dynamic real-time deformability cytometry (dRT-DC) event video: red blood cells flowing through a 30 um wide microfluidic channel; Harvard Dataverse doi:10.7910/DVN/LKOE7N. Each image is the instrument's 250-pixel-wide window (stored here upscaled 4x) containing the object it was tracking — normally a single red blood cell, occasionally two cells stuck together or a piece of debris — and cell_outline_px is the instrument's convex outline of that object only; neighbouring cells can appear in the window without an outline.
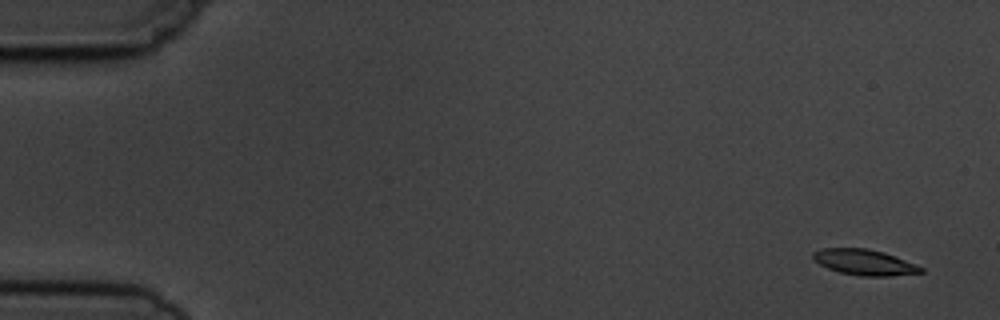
{"species": "common noctule bat (a hibernating species)", "species_latin": "Nyctalus noctula", "temperature_condition": "cold", "stored_images_in_passage": 7, "camera_frame_rate_fps": 3000, "um_per_image_px": 0.085, "animal": {"sex": "male", "body_mass_g": 19.5, "forearm_length_mm": 54.6}, "frame": {"image": 1, "passage_image": 1, "time_ms": 0.0, "image_size_px": [1000, 320], "cell_outline_px": [[924, 272], [888, 276], [860, 276], [840, 272], [828, 268], [820, 264], [812, 256], [812, 252], [824, 248], [868, 248], [884, 252], [916, 264], [924, 268]], "centroid_in_image_um": [73.5, 22.29], "position_along_channel_um": 11.5, "area_um2": 16.07}}
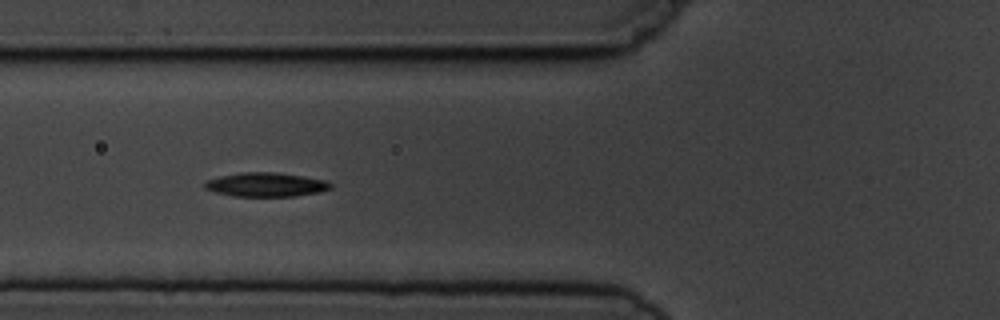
{"frame": {"image": 2, "passage_image": 6, "time_ms": 6.0, "image_size_px": [1000, 320], "cell_outline_px": [[332, 188], [320, 192], [292, 196], [232, 196], [216, 192], [204, 188], [204, 184], [208, 180], [220, 176], [240, 172], [276, 172], [304, 176], [328, 180], [332, 184]], "centroid_in_image_um": [22.64, 15.68], "position_along_channel_um": 103.2, "area_um2": 17.69}}
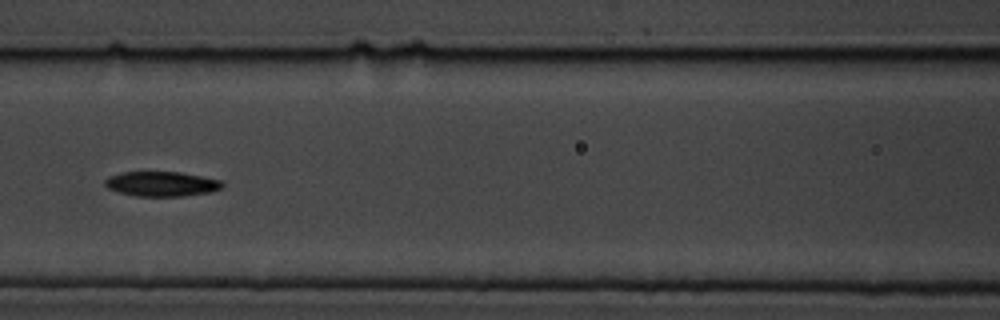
{"frame": {"image": 3, "passage_image": 7, "time_ms": 7.333, "image_size_px": [1000, 320], "cell_outline_px": [[224, 188], [208, 192], [184, 196], [136, 196], [120, 192], [108, 188], [104, 184], [104, 180], [108, 176], [124, 172], [180, 172], [224, 180]], "centroid_in_image_um": [13.78, 15.62], "position_along_channel_um": 152.8, "area_um2": 17.05}}